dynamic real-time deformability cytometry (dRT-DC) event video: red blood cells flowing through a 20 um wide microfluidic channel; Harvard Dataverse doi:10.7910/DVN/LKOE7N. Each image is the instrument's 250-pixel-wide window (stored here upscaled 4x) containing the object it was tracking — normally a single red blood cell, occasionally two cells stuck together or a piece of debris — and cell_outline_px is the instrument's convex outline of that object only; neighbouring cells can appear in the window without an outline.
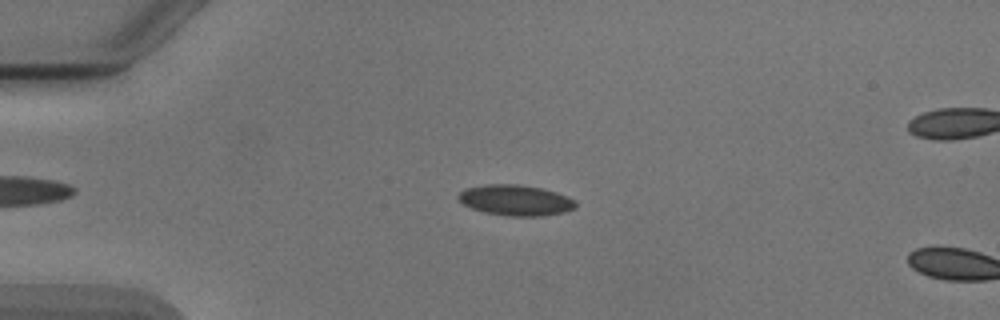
{"species": "Egyptian fruit bat (a non-hibernating species)", "species_latin": "Rousettus aegyptiacus", "temperature_condition": "cold", "stored_images_in_passage": 15, "camera_frame_rate_fps": 3000, "um_per_image_px": 0.085, "animal": {"sex": "male"}, "frame": {"image": 1, "passage_image": 13, "time_ms": 4.0, "image_size_px": [1000, 320], "cell_outline_px": [[576, 208], [564, 212], [544, 216], [508, 216], [484, 212], [472, 208], [464, 204], [456, 196], [464, 188], [484, 184], [520, 184], [540, 188], [556, 192], [568, 196], [576, 200]], "centroid_in_image_um": [43.84, 17.01], "position_along_channel_um": 41.2, "area_um2": 21.15}}